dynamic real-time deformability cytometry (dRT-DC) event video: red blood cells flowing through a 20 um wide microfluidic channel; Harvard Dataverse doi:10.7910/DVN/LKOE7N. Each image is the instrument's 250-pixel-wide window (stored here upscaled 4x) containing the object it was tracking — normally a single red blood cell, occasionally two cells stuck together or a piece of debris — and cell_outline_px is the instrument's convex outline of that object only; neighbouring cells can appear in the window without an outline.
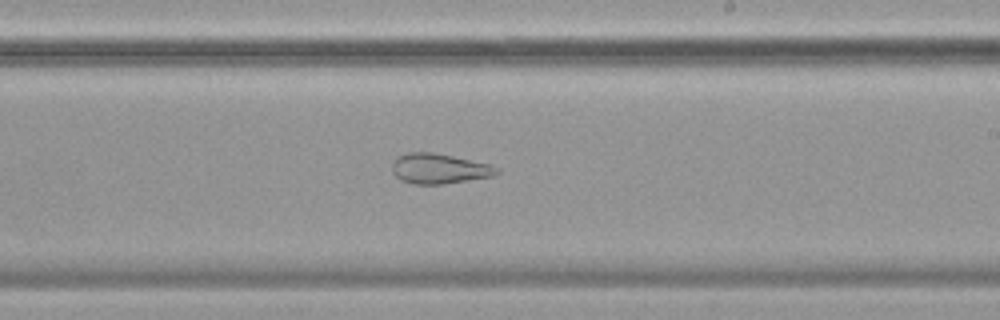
{"species": "common noctule bat (a hibernating species)", "species_latin": "Nyctalus noctula", "temperature_condition": "cold", "stored_images_in_passage": 51, "camera_frame_rate_fps": 3000, "um_per_image_px": 0.085, "animal": {"sex": "female", "body_mass_g": 19.9}, "frame": {"image": 1, "passage_image": 29, "time_ms": 9.333, "image_size_px": [1000, 320], "cell_outline_px": [[500, 172], [492, 176], [468, 180], [440, 184], [412, 184], [400, 180], [392, 172], [392, 160], [396, 156], [408, 152], [432, 152], [492, 164], [500, 168]], "centroid_in_image_um": [37.31, 14.32], "position_along_channel_um": 251.7, "area_um2": 18.55}}
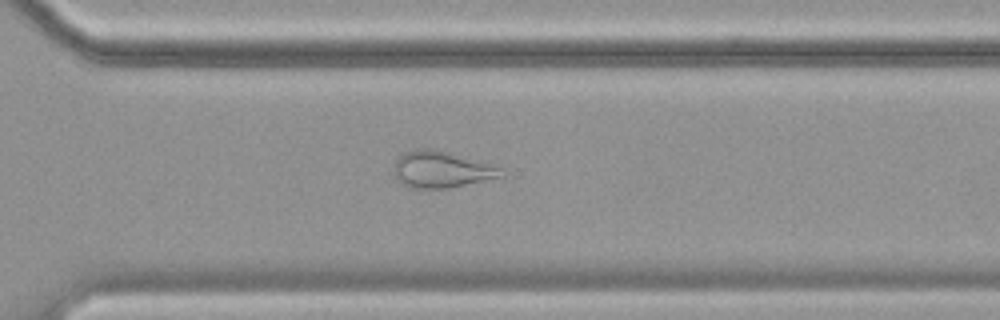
{"frame": {"image": 2, "passage_image": 36, "time_ms": 11.667, "image_size_px": [1000, 320], "cell_outline_px": [[504, 176], [448, 188], [408, 188], [396, 180], [392, 172], [392, 168], [396, 160], [404, 152], [416, 148], [436, 148], [484, 160], [500, 168]], "centroid_in_image_um": [37.49, 14.38], "position_along_channel_um": 333.1, "area_um2": 23.52}, "authors_computed_cell_mechanics": {"area_um2": 19.0162, "velocity_mm_per_s": 3.4798, "shape_relaxation_time_tau1_ms": null, "shape_relaxation_time_tau2_ms": 2.096, "deformation_change_tau1": null, "deformation_change_tau2": 0.0954}}